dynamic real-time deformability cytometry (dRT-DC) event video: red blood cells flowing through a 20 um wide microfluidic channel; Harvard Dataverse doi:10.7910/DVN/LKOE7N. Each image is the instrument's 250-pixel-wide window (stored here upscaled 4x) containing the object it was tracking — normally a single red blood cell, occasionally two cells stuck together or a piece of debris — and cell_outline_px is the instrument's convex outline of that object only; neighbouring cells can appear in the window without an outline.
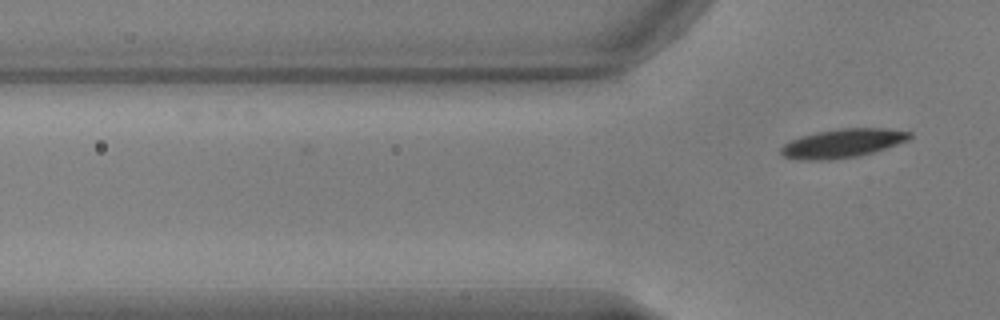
{"species": "common noctule bat (a hibernating species)", "species_latin": "Nyctalus noctula", "temperature_condition": "warm", "stored_images_in_passage": 3, "camera_frame_rate_fps": 3000, "um_per_image_px": 0.085, "animal": {"sex": "male", "body_mass_g": 17.9, "forearm_length_mm": 54.2}, "frame": {"image": 1, "passage_image": 3, "time_ms": 0.667, "image_size_px": [1000, 320], "cell_outline_px": [[912, 136], [908, 140], [860, 156], [828, 160], [796, 160], [784, 156], [780, 152], [780, 148], [784, 144], [800, 136], [840, 128], [884, 128], [912, 132]], "centroid_in_image_um": [71.6, 12.18], "position_along_channel_um": 54.2, "area_um2": 21.44}}